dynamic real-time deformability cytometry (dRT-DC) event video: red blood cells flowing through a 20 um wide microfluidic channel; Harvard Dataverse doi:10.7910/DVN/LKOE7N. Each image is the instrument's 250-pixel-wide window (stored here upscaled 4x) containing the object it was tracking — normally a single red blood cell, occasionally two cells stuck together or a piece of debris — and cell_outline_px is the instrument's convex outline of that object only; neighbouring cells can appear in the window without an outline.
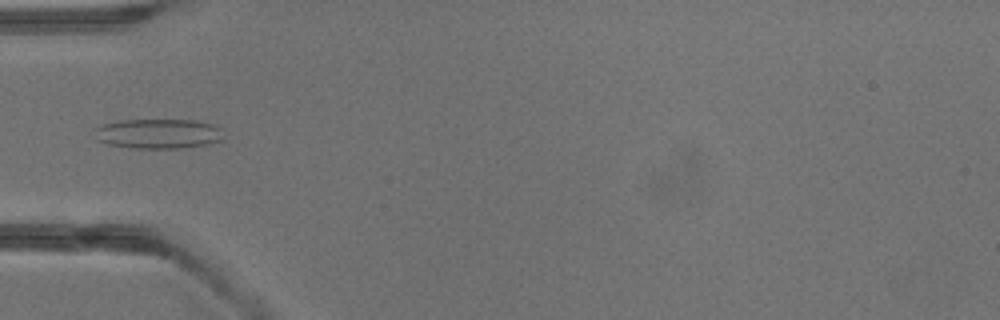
{"species": "common noctule bat (a hibernating species)", "species_latin": "Nyctalus noctula", "temperature_condition": "warm", "stored_images_in_passage": 4, "camera_frame_rate_fps": 3000, "um_per_image_px": 0.085, "animal": {"sex": "male", "body_mass_g": 13.3}, "frame": {"image": 1, "passage_image": 4, "time_ms": 4.0, "image_size_px": [1000, 320], "cell_outline_px": [[224, 140], [208, 144], [188, 148], [132, 148], [108, 144], [96, 140], [96, 128], [104, 124], [120, 120], [196, 120], [212, 124], [220, 128]], "centroid_in_image_um": [13.49, 11.37], "position_along_channel_um": 71.5, "area_um2": 22.48}}